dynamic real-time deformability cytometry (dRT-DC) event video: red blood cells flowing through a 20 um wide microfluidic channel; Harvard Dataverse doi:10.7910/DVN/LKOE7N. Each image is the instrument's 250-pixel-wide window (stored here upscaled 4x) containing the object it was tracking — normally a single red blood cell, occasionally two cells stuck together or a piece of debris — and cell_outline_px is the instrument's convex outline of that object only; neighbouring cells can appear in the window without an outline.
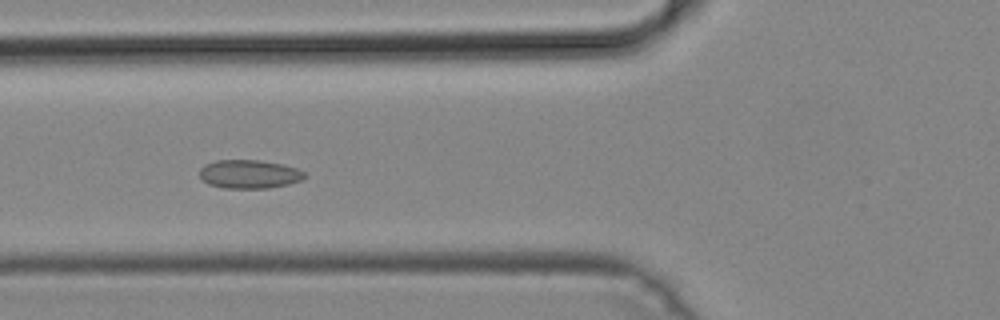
{"species": "common noctule bat (a hibernating species)", "species_latin": "Nyctalus noctula", "temperature_condition": "cold", "stored_images_in_passage": 51, "camera_frame_rate_fps": 3000, "um_per_image_px": 0.085, "animal": {"sex": "male", "body_mass_g": 19.2, "forearm_length_mm": 51.8}, "frame": {"image": 1, "passage_image": 20, "time_ms": 6.333, "image_size_px": [1000, 320], "cell_outline_px": [[308, 176], [300, 180], [288, 184], [268, 188], [224, 188], [208, 184], [200, 176], [200, 168], [204, 164], [216, 160], [260, 160], [284, 164], [296, 168], [304, 172]], "centroid_in_image_um": [21.19, 14.79], "position_along_channel_um": 104.6, "area_um2": 17.57}}
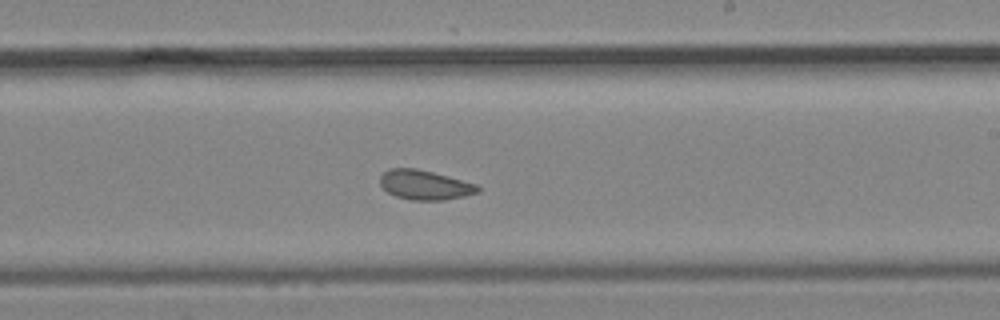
{"frame": {"image": 2, "passage_image": 31, "time_ms": 10.0, "image_size_px": [1000, 320], "cell_outline_px": [[480, 188], [476, 192], [464, 196], [444, 200], [412, 200], [396, 196], [388, 192], [380, 184], [380, 176], [388, 168], [416, 168], [432, 172], [476, 184]], "centroid_in_image_um": [36.07, 15.71], "position_along_channel_um": 252.9, "area_um2": 16.59}}
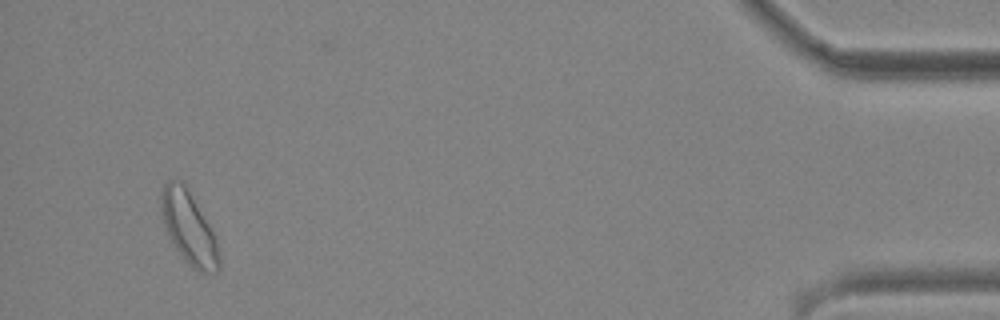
{"frame": {"image": 3, "passage_image": 49, "time_ms": 16.0, "image_size_px": [1000, 320], "cell_outline_px": [[220, 272], [196, 272], [180, 256], [164, 224], [160, 208], [160, 192], [164, 184], [168, 180], [180, 180], [184, 184], [216, 236], [220, 256]], "centroid_in_image_um": [16.06, 19.4], "position_along_channel_um": 419.1, "area_um2": 24.45}}